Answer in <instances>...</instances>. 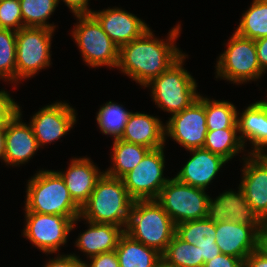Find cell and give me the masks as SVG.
Wrapping results in <instances>:
<instances>
[{
    "label": "cell",
    "instance_id": "f6af8a7d",
    "mask_svg": "<svg viewBox=\"0 0 267 267\" xmlns=\"http://www.w3.org/2000/svg\"><path fill=\"white\" fill-rule=\"evenodd\" d=\"M257 103L265 110L267 111V101L266 100H260L257 101Z\"/></svg>",
    "mask_w": 267,
    "mask_h": 267
},
{
    "label": "cell",
    "instance_id": "8d00e7d4",
    "mask_svg": "<svg viewBox=\"0 0 267 267\" xmlns=\"http://www.w3.org/2000/svg\"><path fill=\"white\" fill-rule=\"evenodd\" d=\"M244 267H267V247L263 243L246 257Z\"/></svg>",
    "mask_w": 267,
    "mask_h": 267
},
{
    "label": "cell",
    "instance_id": "52a82bcc",
    "mask_svg": "<svg viewBox=\"0 0 267 267\" xmlns=\"http://www.w3.org/2000/svg\"><path fill=\"white\" fill-rule=\"evenodd\" d=\"M209 197L204 189L182 183L173 177L169 178L155 200L177 225L207 218Z\"/></svg>",
    "mask_w": 267,
    "mask_h": 267
},
{
    "label": "cell",
    "instance_id": "cb8c5ba5",
    "mask_svg": "<svg viewBox=\"0 0 267 267\" xmlns=\"http://www.w3.org/2000/svg\"><path fill=\"white\" fill-rule=\"evenodd\" d=\"M238 112L239 137L245 146L248 140L252 145L248 154H260L267 148V111L257 102L249 105L244 112Z\"/></svg>",
    "mask_w": 267,
    "mask_h": 267
},
{
    "label": "cell",
    "instance_id": "e0dca14e",
    "mask_svg": "<svg viewBox=\"0 0 267 267\" xmlns=\"http://www.w3.org/2000/svg\"><path fill=\"white\" fill-rule=\"evenodd\" d=\"M91 15L118 48L141 37L149 29L137 16L118 7L102 11L93 10Z\"/></svg>",
    "mask_w": 267,
    "mask_h": 267
},
{
    "label": "cell",
    "instance_id": "603a6c76",
    "mask_svg": "<svg viewBox=\"0 0 267 267\" xmlns=\"http://www.w3.org/2000/svg\"><path fill=\"white\" fill-rule=\"evenodd\" d=\"M175 234L183 241L199 247L203 264L221 254L215 243L216 223L208 218L179 223Z\"/></svg>",
    "mask_w": 267,
    "mask_h": 267
},
{
    "label": "cell",
    "instance_id": "30bf717a",
    "mask_svg": "<svg viewBox=\"0 0 267 267\" xmlns=\"http://www.w3.org/2000/svg\"><path fill=\"white\" fill-rule=\"evenodd\" d=\"M79 219L81 217L67 218L62 215L25 212L23 236L43 253L52 254L66 244L70 231Z\"/></svg>",
    "mask_w": 267,
    "mask_h": 267
},
{
    "label": "cell",
    "instance_id": "d590c367",
    "mask_svg": "<svg viewBox=\"0 0 267 267\" xmlns=\"http://www.w3.org/2000/svg\"><path fill=\"white\" fill-rule=\"evenodd\" d=\"M89 260L90 263L86 262L89 267H120L115 250L92 256Z\"/></svg>",
    "mask_w": 267,
    "mask_h": 267
},
{
    "label": "cell",
    "instance_id": "b9f144b4",
    "mask_svg": "<svg viewBox=\"0 0 267 267\" xmlns=\"http://www.w3.org/2000/svg\"><path fill=\"white\" fill-rule=\"evenodd\" d=\"M5 128H0V159L4 161L5 156Z\"/></svg>",
    "mask_w": 267,
    "mask_h": 267
},
{
    "label": "cell",
    "instance_id": "ac0fdd59",
    "mask_svg": "<svg viewBox=\"0 0 267 267\" xmlns=\"http://www.w3.org/2000/svg\"><path fill=\"white\" fill-rule=\"evenodd\" d=\"M21 116L22 112L19 106L18 113L8 122L5 128L4 163L10 166H20V164L28 162L39 150L31 124L22 122Z\"/></svg>",
    "mask_w": 267,
    "mask_h": 267
},
{
    "label": "cell",
    "instance_id": "836d02e7",
    "mask_svg": "<svg viewBox=\"0 0 267 267\" xmlns=\"http://www.w3.org/2000/svg\"><path fill=\"white\" fill-rule=\"evenodd\" d=\"M0 28L19 31L23 19L19 0L0 1Z\"/></svg>",
    "mask_w": 267,
    "mask_h": 267
},
{
    "label": "cell",
    "instance_id": "7dc6e473",
    "mask_svg": "<svg viewBox=\"0 0 267 267\" xmlns=\"http://www.w3.org/2000/svg\"><path fill=\"white\" fill-rule=\"evenodd\" d=\"M266 153L267 152L265 151V152L260 153L259 155L267 162V154Z\"/></svg>",
    "mask_w": 267,
    "mask_h": 267
},
{
    "label": "cell",
    "instance_id": "7bdbcfd3",
    "mask_svg": "<svg viewBox=\"0 0 267 267\" xmlns=\"http://www.w3.org/2000/svg\"><path fill=\"white\" fill-rule=\"evenodd\" d=\"M153 267H171L163 258H161Z\"/></svg>",
    "mask_w": 267,
    "mask_h": 267
},
{
    "label": "cell",
    "instance_id": "8fae6325",
    "mask_svg": "<svg viewBox=\"0 0 267 267\" xmlns=\"http://www.w3.org/2000/svg\"><path fill=\"white\" fill-rule=\"evenodd\" d=\"M164 147L149 150L141 162L121 179L133 200L156 199L168 182L165 168Z\"/></svg>",
    "mask_w": 267,
    "mask_h": 267
},
{
    "label": "cell",
    "instance_id": "484cf974",
    "mask_svg": "<svg viewBox=\"0 0 267 267\" xmlns=\"http://www.w3.org/2000/svg\"><path fill=\"white\" fill-rule=\"evenodd\" d=\"M112 149L111 162L113 165L104 173L115 178H122L129 171L133 170L150 150L145 146L121 139H114Z\"/></svg>",
    "mask_w": 267,
    "mask_h": 267
},
{
    "label": "cell",
    "instance_id": "ab89813d",
    "mask_svg": "<svg viewBox=\"0 0 267 267\" xmlns=\"http://www.w3.org/2000/svg\"><path fill=\"white\" fill-rule=\"evenodd\" d=\"M60 0H57V3ZM89 0H63V2L69 7L74 15H91L92 10L88 9Z\"/></svg>",
    "mask_w": 267,
    "mask_h": 267
},
{
    "label": "cell",
    "instance_id": "3957f363",
    "mask_svg": "<svg viewBox=\"0 0 267 267\" xmlns=\"http://www.w3.org/2000/svg\"><path fill=\"white\" fill-rule=\"evenodd\" d=\"M25 200V212L67 218H78L81 214V208L71 198L61 175L54 170H39L28 180Z\"/></svg>",
    "mask_w": 267,
    "mask_h": 267
},
{
    "label": "cell",
    "instance_id": "7a4b0ae2",
    "mask_svg": "<svg viewBox=\"0 0 267 267\" xmlns=\"http://www.w3.org/2000/svg\"><path fill=\"white\" fill-rule=\"evenodd\" d=\"M133 201L121 178L103 173L88 201L81 207L80 217L93 223L114 224L126 229Z\"/></svg>",
    "mask_w": 267,
    "mask_h": 267
},
{
    "label": "cell",
    "instance_id": "9a60e30c",
    "mask_svg": "<svg viewBox=\"0 0 267 267\" xmlns=\"http://www.w3.org/2000/svg\"><path fill=\"white\" fill-rule=\"evenodd\" d=\"M262 241L263 237L252 226L233 221L216 223L215 243L221 253L239 258L243 263Z\"/></svg>",
    "mask_w": 267,
    "mask_h": 267
},
{
    "label": "cell",
    "instance_id": "74e56055",
    "mask_svg": "<svg viewBox=\"0 0 267 267\" xmlns=\"http://www.w3.org/2000/svg\"><path fill=\"white\" fill-rule=\"evenodd\" d=\"M203 267H244V263L239 258L221 253L205 262Z\"/></svg>",
    "mask_w": 267,
    "mask_h": 267
},
{
    "label": "cell",
    "instance_id": "1f68e13d",
    "mask_svg": "<svg viewBox=\"0 0 267 267\" xmlns=\"http://www.w3.org/2000/svg\"><path fill=\"white\" fill-rule=\"evenodd\" d=\"M130 114L122 105L109 101L100 107L96 120L102 133L119 139Z\"/></svg>",
    "mask_w": 267,
    "mask_h": 267
},
{
    "label": "cell",
    "instance_id": "5b68a950",
    "mask_svg": "<svg viewBox=\"0 0 267 267\" xmlns=\"http://www.w3.org/2000/svg\"><path fill=\"white\" fill-rule=\"evenodd\" d=\"M186 56L184 53L165 72L144 86L152 88L155 105L172 115L189 107L200 95L196 91V80L183 67Z\"/></svg>",
    "mask_w": 267,
    "mask_h": 267
},
{
    "label": "cell",
    "instance_id": "d4e9b609",
    "mask_svg": "<svg viewBox=\"0 0 267 267\" xmlns=\"http://www.w3.org/2000/svg\"><path fill=\"white\" fill-rule=\"evenodd\" d=\"M120 267H153L162 254L124 233L115 249Z\"/></svg>",
    "mask_w": 267,
    "mask_h": 267
},
{
    "label": "cell",
    "instance_id": "4316f807",
    "mask_svg": "<svg viewBox=\"0 0 267 267\" xmlns=\"http://www.w3.org/2000/svg\"><path fill=\"white\" fill-rule=\"evenodd\" d=\"M238 133V128L208 130L203 148L229 161L242 150L244 152Z\"/></svg>",
    "mask_w": 267,
    "mask_h": 267
},
{
    "label": "cell",
    "instance_id": "4fadbf2b",
    "mask_svg": "<svg viewBox=\"0 0 267 267\" xmlns=\"http://www.w3.org/2000/svg\"><path fill=\"white\" fill-rule=\"evenodd\" d=\"M207 218L215 223L233 221L252 226L262 237L264 235L265 223L253 211L240 186L237 193L228 190L215 199L209 197Z\"/></svg>",
    "mask_w": 267,
    "mask_h": 267
},
{
    "label": "cell",
    "instance_id": "d6986e66",
    "mask_svg": "<svg viewBox=\"0 0 267 267\" xmlns=\"http://www.w3.org/2000/svg\"><path fill=\"white\" fill-rule=\"evenodd\" d=\"M188 151L192 153V157L177 173L175 178L182 183L206 190V187H208L209 183H212L211 181L223 164L228 161L204 148Z\"/></svg>",
    "mask_w": 267,
    "mask_h": 267
},
{
    "label": "cell",
    "instance_id": "44dd1931",
    "mask_svg": "<svg viewBox=\"0 0 267 267\" xmlns=\"http://www.w3.org/2000/svg\"><path fill=\"white\" fill-rule=\"evenodd\" d=\"M156 116L131 112L119 139L142 145L150 150L165 146V125Z\"/></svg>",
    "mask_w": 267,
    "mask_h": 267
},
{
    "label": "cell",
    "instance_id": "8992f818",
    "mask_svg": "<svg viewBox=\"0 0 267 267\" xmlns=\"http://www.w3.org/2000/svg\"><path fill=\"white\" fill-rule=\"evenodd\" d=\"M79 20L72 31L83 56V61L91 67H117L119 48L110 39L102 26L92 15H75Z\"/></svg>",
    "mask_w": 267,
    "mask_h": 267
},
{
    "label": "cell",
    "instance_id": "7c38bea8",
    "mask_svg": "<svg viewBox=\"0 0 267 267\" xmlns=\"http://www.w3.org/2000/svg\"><path fill=\"white\" fill-rule=\"evenodd\" d=\"M165 125V136H170L187 151L203 148L206 134L205 97L199 95L189 107L173 114Z\"/></svg>",
    "mask_w": 267,
    "mask_h": 267
},
{
    "label": "cell",
    "instance_id": "4dcf8cb0",
    "mask_svg": "<svg viewBox=\"0 0 267 267\" xmlns=\"http://www.w3.org/2000/svg\"><path fill=\"white\" fill-rule=\"evenodd\" d=\"M205 113L208 130L238 128V112L229 101L211 100L205 97Z\"/></svg>",
    "mask_w": 267,
    "mask_h": 267
},
{
    "label": "cell",
    "instance_id": "ba28073f",
    "mask_svg": "<svg viewBox=\"0 0 267 267\" xmlns=\"http://www.w3.org/2000/svg\"><path fill=\"white\" fill-rule=\"evenodd\" d=\"M226 46L227 49L219 56L215 66L216 78L238 85L255 81L265 73L258 63L255 40L241 37L234 32Z\"/></svg>",
    "mask_w": 267,
    "mask_h": 267
},
{
    "label": "cell",
    "instance_id": "f35d334b",
    "mask_svg": "<svg viewBox=\"0 0 267 267\" xmlns=\"http://www.w3.org/2000/svg\"><path fill=\"white\" fill-rule=\"evenodd\" d=\"M57 257V258H56ZM55 259H50L44 267H74L79 261H82L75 254H67L56 256Z\"/></svg>",
    "mask_w": 267,
    "mask_h": 267
},
{
    "label": "cell",
    "instance_id": "ee69618b",
    "mask_svg": "<svg viewBox=\"0 0 267 267\" xmlns=\"http://www.w3.org/2000/svg\"><path fill=\"white\" fill-rule=\"evenodd\" d=\"M262 243L267 247V223H265L264 235Z\"/></svg>",
    "mask_w": 267,
    "mask_h": 267
},
{
    "label": "cell",
    "instance_id": "60d3db41",
    "mask_svg": "<svg viewBox=\"0 0 267 267\" xmlns=\"http://www.w3.org/2000/svg\"><path fill=\"white\" fill-rule=\"evenodd\" d=\"M256 52L260 68L266 72L267 70V37L255 40Z\"/></svg>",
    "mask_w": 267,
    "mask_h": 267
},
{
    "label": "cell",
    "instance_id": "f1b7e54d",
    "mask_svg": "<svg viewBox=\"0 0 267 267\" xmlns=\"http://www.w3.org/2000/svg\"><path fill=\"white\" fill-rule=\"evenodd\" d=\"M162 258L171 267H203L199 247L183 241L176 234L167 245Z\"/></svg>",
    "mask_w": 267,
    "mask_h": 267
},
{
    "label": "cell",
    "instance_id": "5bb4252c",
    "mask_svg": "<svg viewBox=\"0 0 267 267\" xmlns=\"http://www.w3.org/2000/svg\"><path fill=\"white\" fill-rule=\"evenodd\" d=\"M75 122V109L61 101L41 108L32 116L29 124L40 148L66 135Z\"/></svg>",
    "mask_w": 267,
    "mask_h": 267
},
{
    "label": "cell",
    "instance_id": "d6a6232c",
    "mask_svg": "<svg viewBox=\"0 0 267 267\" xmlns=\"http://www.w3.org/2000/svg\"><path fill=\"white\" fill-rule=\"evenodd\" d=\"M0 78L16 83V31L0 28Z\"/></svg>",
    "mask_w": 267,
    "mask_h": 267
},
{
    "label": "cell",
    "instance_id": "e575fe53",
    "mask_svg": "<svg viewBox=\"0 0 267 267\" xmlns=\"http://www.w3.org/2000/svg\"><path fill=\"white\" fill-rule=\"evenodd\" d=\"M19 105L7 91H0V128H6L8 122L18 113Z\"/></svg>",
    "mask_w": 267,
    "mask_h": 267
},
{
    "label": "cell",
    "instance_id": "6da1fadb",
    "mask_svg": "<svg viewBox=\"0 0 267 267\" xmlns=\"http://www.w3.org/2000/svg\"><path fill=\"white\" fill-rule=\"evenodd\" d=\"M180 26L171 29L166 42L155 38L149 28L141 37L121 46L116 68L141 86L147 85L183 55L174 44L180 36Z\"/></svg>",
    "mask_w": 267,
    "mask_h": 267
},
{
    "label": "cell",
    "instance_id": "9c48e42d",
    "mask_svg": "<svg viewBox=\"0 0 267 267\" xmlns=\"http://www.w3.org/2000/svg\"><path fill=\"white\" fill-rule=\"evenodd\" d=\"M55 30L23 27L16 31V83L51 65V39Z\"/></svg>",
    "mask_w": 267,
    "mask_h": 267
},
{
    "label": "cell",
    "instance_id": "277c9868",
    "mask_svg": "<svg viewBox=\"0 0 267 267\" xmlns=\"http://www.w3.org/2000/svg\"><path fill=\"white\" fill-rule=\"evenodd\" d=\"M125 233L163 254L176 233V225L155 200H134Z\"/></svg>",
    "mask_w": 267,
    "mask_h": 267
},
{
    "label": "cell",
    "instance_id": "2e32d148",
    "mask_svg": "<svg viewBox=\"0 0 267 267\" xmlns=\"http://www.w3.org/2000/svg\"><path fill=\"white\" fill-rule=\"evenodd\" d=\"M248 157L242 158L245 164L239 186L253 211L267 223V162L259 154Z\"/></svg>",
    "mask_w": 267,
    "mask_h": 267
},
{
    "label": "cell",
    "instance_id": "f546056e",
    "mask_svg": "<svg viewBox=\"0 0 267 267\" xmlns=\"http://www.w3.org/2000/svg\"><path fill=\"white\" fill-rule=\"evenodd\" d=\"M23 27L49 28L55 30L53 24L47 23V19L58 6L57 0H19Z\"/></svg>",
    "mask_w": 267,
    "mask_h": 267
},
{
    "label": "cell",
    "instance_id": "7402d4cb",
    "mask_svg": "<svg viewBox=\"0 0 267 267\" xmlns=\"http://www.w3.org/2000/svg\"><path fill=\"white\" fill-rule=\"evenodd\" d=\"M89 227L80 234L75 246L90 258L101 253L114 251L120 237L125 233L123 227L114 224L93 223L86 221Z\"/></svg>",
    "mask_w": 267,
    "mask_h": 267
},
{
    "label": "cell",
    "instance_id": "ffe728a7",
    "mask_svg": "<svg viewBox=\"0 0 267 267\" xmlns=\"http://www.w3.org/2000/svg\"><path fill=\"white\" fill-rule=\"evenodd\" d=\"M57 172L64 180L71 198L80 208L88 201L97 180L104 173L86 157L71 159L65 172Z\"/></svg>",
    "mask_w": 267,
    "mask_h": 267
},
{
    "label": "cell",
    "instance_id": "bcb514c9",
    "mask_svg": "<svg viewBox=\"0 0 267 267\" xmlns=\"http://www.w3.org/2000/svg\"><path fill=\"white\" fill-rule=\"evenodd\" d=\"M74 267H89L85 261H79Z\"/></svg>",
    "mask_w": 267,
    "mask_h": 267
},
{
    "label": "cell",
    "instance_id": "83f0119b",
    "mask_svg": "<svg viewBox=\"0 0 267 267\" xmlns=\"http://www.w3.org/2000/svg\"><path fill=\"white\" fill-rule=\"evenodd\" d=\"M235 33L252 40L267 37V0H253L240 19Z\"/></svg>",
    "mask_w": 267,
    "mask_h": 267
}]
</instances>
